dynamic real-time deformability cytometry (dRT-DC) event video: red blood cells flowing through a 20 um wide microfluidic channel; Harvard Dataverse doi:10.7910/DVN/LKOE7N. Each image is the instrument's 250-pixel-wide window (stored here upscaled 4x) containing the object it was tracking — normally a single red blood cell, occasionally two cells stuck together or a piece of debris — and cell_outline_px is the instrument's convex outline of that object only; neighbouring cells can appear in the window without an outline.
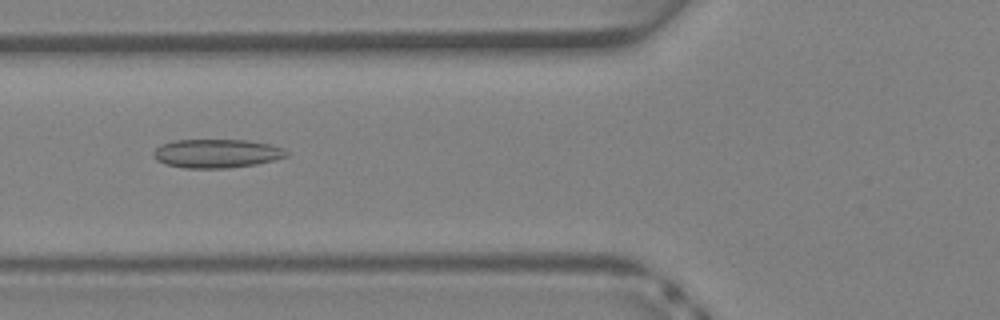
{"species": "Egyptian fruit bat (a non-hibernating species)", "species_latin": "Rousettus aegyptiacus", "temperature_condition": "warm", "stored_images_in_passage": 37, "camera_frame_rate_fps": 3000, "um_per_image_px": 0.085, "animal": {"sex": "female"}, "frame": {"image": 1, "passage_image": 13, "time_ms": 4.0, "image_size_px": [1000, 320], "cell_outline_px": [[288, 156], [256, 164], [228, 168], [184, 168], [164, 164], [156, 160], [152, 156], [152, 152], [160, 144], [176, 140], [248, 140], [268, 144], [284, 148], [288, 152]], "centroid_in_image_um": [18.37, 13.05], "position_along_channel_um": 107.4, "area_um2": 22.37}}
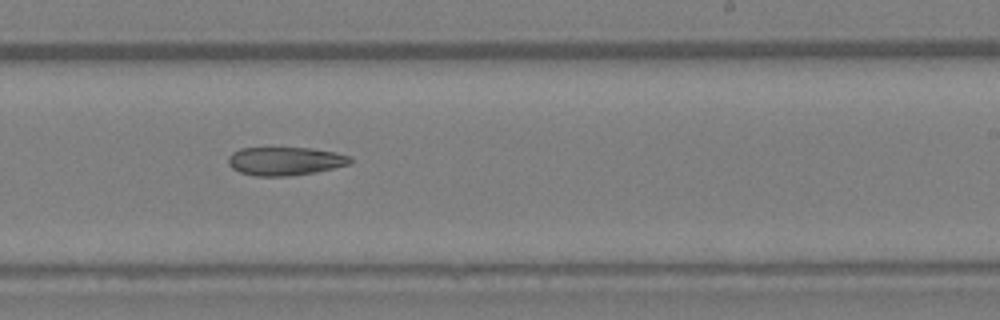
{"frame": {"image": 2, "passage_image": 22, "time_ms": 7.0, "image_size_px": [1000, 320], "cell_outline_px": [[352, 164], [316, 172], [292, 176], [256, 176], [240, 172], [232, 168], [228, 164], [228, 156], [232, 152], [240, 148], [312, 148], [336, 152], [352, 156]], "centroid_in_image_um": [24.27, 13.69], "position_along_channel_um": 264.7, "area_um2": 20.46}}
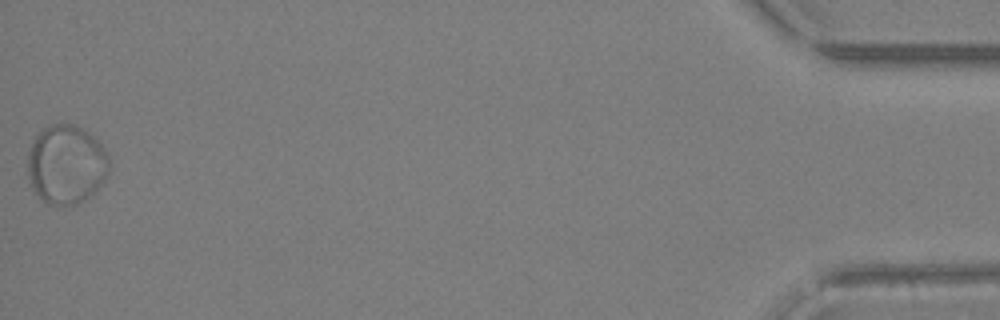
{"frame": {"image": 3, "passage_image": 37, "time_ms": 12.0, "image_size_px": [1000, 320], "cell_outline_px": [[108, 176], [84, 200], [76, 204], [64, 208], [48, 204], [28, 184], [28, 152], [36, 136], [48, 124], [72, 124], [84, 128], [100, 144], [108, 156]], "centroid_in_image_um": [5.61, 14.0], "position_along_channel_um": 429.6, "area_um2": 37.57}}